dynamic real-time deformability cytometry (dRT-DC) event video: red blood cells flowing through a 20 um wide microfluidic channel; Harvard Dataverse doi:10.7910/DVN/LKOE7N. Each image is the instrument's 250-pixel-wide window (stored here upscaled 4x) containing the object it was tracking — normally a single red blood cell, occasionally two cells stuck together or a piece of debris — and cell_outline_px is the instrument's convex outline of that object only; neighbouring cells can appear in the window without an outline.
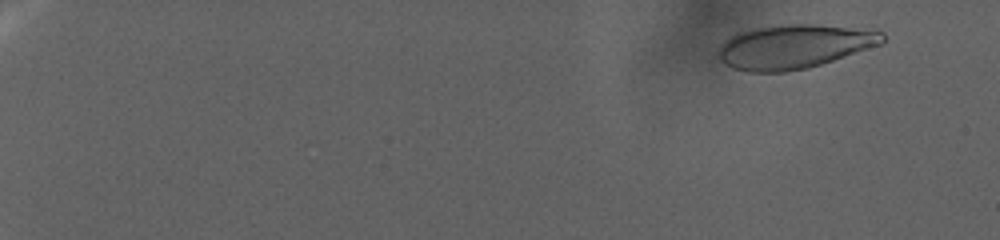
{"species": "human", "species_latin": "Homo sapiens", "temperature_condition": "warm", "stored_images_in_passage": 128, "camera_frame_rate_fps": 3000, "um_per_image_px": 0.085, "donor": {"sex": "female"}, "frame": {"image": 1, "passage_image": 12, "time_ms": 3.667, "image_size_px": [1000, 240], "cell_outline_px": [[884, 44], [808, 68], [784, 72], [748, 72], [732, 68], [724, 64], [720, 60], [720, 44], [728, 36], [736, 32], [756, 28], [780, 24], [812, 24], [884, 32]], "centroid_in_image_um": [67.46, 3.96], "position_along_channel_um": 17.5, "area_um2": 42.08}}
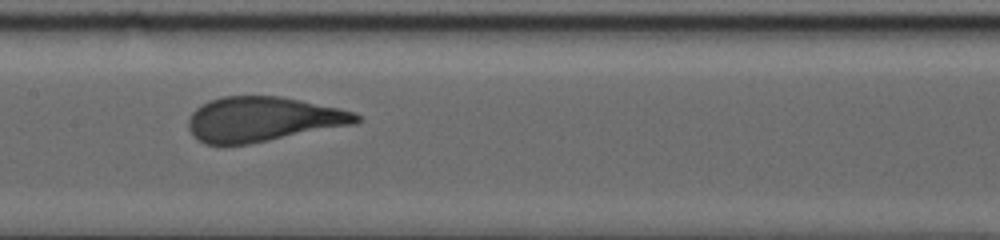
{"frame": {"image": 2, "passage_image": 76, "time_ms": 25.0, "image_size_px": [1000, 240], "cell_outline_px": [[364, 120], [356, 124], [248, 144], [204, 144], [192, 136], [188, 128], [188, 120], [192, 112], [200, 104], [208, 100], [224, 96], [280, 96], [340, 108], [356, 112]], "centroid_in_image_um": [22.35, 10.13], "position_along_channel_um": 185.1, "area_um2": 44.04}}
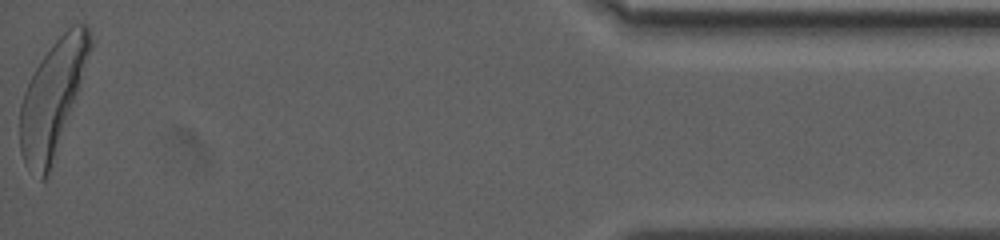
{"frame": {"image": 3, "passage_image": 128, "time_ms": 42.333, "image_size_px": [1000, 240], "cell_outline_px": [[92, 48], [48, 176], [44, 180], [40, 180], [24, 160], [20, 152], [20, 104], [24, 92], [40, 60], [56, 40], [72, 24], [84, 24], [88, 28], [92, 40]], "centroid_in_image_um": [4.45, 8.32], "position_along_channel_um": 430.7, "area_um2": 45.2}}